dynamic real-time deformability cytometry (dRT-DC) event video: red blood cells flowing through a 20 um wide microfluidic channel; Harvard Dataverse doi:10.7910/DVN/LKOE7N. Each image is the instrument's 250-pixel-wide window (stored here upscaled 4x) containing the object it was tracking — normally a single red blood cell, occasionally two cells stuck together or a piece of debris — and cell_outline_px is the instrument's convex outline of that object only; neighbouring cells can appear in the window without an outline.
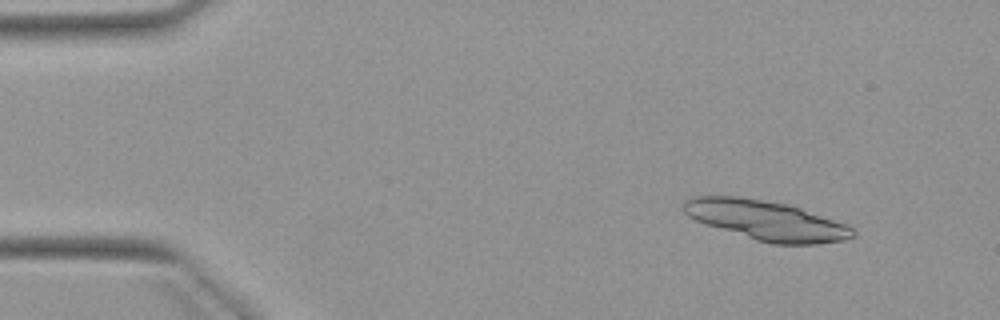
{"species": "Egyptian fruit bat (a non-hibernating species)", "species_latin": "Rousettus aegyptiacus", "temperature_condition": "warm", "stored_images_in_passage": 7, "camera_frame_rate_fps": 3000, "um_per_image_px": 0.085, "animal": {"sex": "female"}, "frame": {"image": 1, "passage_image": 2, "time_ms": 1.0, "image_size_px": [1000, 320], "cell_outline_px": [[856, 236], [844, 240], [816, 244], [772, 244], [756, 240], [704, 224], [688, 216], [680, 208], [684, 200], [692, 196], [736, 196], [788, 204], [848, 224], [856, 232]], "centroid_in_image_um": [65.11, 18.73], "position_along_channel_um": 19.9, "area_um2": 39.25}}
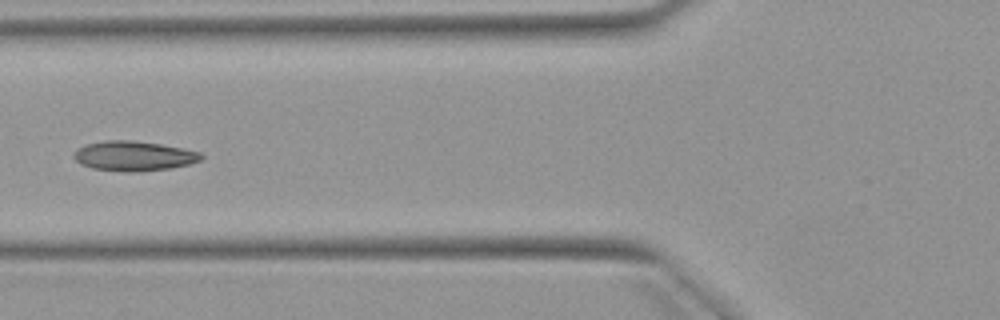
{"frame": {"image": 2, "passage_image": 6, "time_ms": 6.0, "image_size_px": [1000, 320], "cell_outline_px": [[204, 156], [200, 160], [188, 164], [172, 168], [136, 172], [124, 172], [92, 168], [80, 164], [72, 156], [76, 148], [88, 144], [104, 140], [132, 140], [160, 144], [200, 152]], "centroid_in_image_um": [11.34, 13.26], "position_along_channel_um": 114.5, "area_um2": 22.14}}
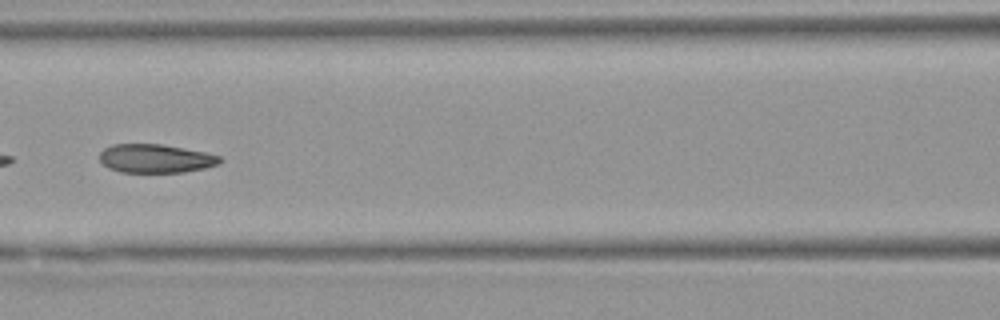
{"frame": {"image": 3, "passage_image": 7, "time_ms": 7.0, "image_size_px": [1000, 320], "cell_outline_px": [[224, 160], [220, 164], [204, 168], [184, 172], [120, 172], [108, 168], [100, 160], [100, 152], [104, 148], [112, 144], [160, 144], [184, 148], [204, 152], [220, 156]], "centroid_in_image_um": [13.24, 13.47], "position_along_channel_um": 153.4, "area_um2": 20.11}}